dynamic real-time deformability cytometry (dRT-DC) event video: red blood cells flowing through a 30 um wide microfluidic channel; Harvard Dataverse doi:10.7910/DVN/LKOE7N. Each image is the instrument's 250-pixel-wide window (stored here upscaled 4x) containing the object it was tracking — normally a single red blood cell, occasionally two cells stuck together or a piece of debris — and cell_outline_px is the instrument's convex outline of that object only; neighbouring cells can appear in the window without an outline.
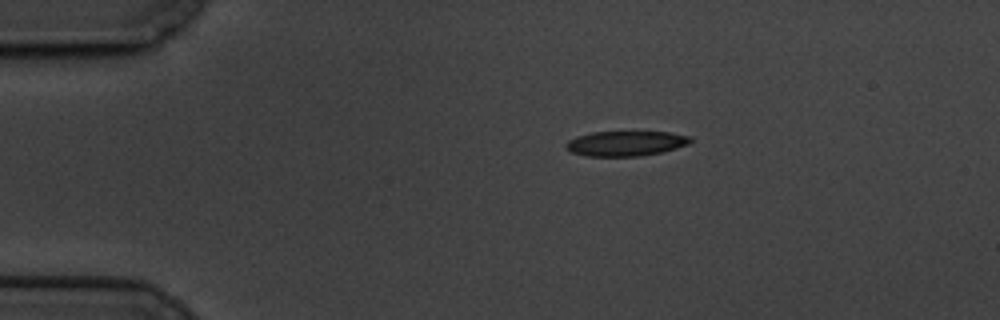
{"species": "common noctule bat (a hibernating species)", "species_latin": "Nyctalus noctula", "temperature_condition": "cold", "stored_images_in_passage": 49, "camera_frame_rate_fps": 3000, "um_per_image_px": 0.085, "animal": {"sex": "male", "body_mass_g": 19.5, "forearm_length_mm": 54.6}, "frame": {"image": 1, "passage_image": 1, "time_ms": 0.0, "image_size_px": [1000, 320], "cell_outline_px": [[692, 140], [688, 144], [676, 148], [660, 152], [640, 156], [588, 156], [572, 152], [564, 148], [564, 144], [568, 140], [576, 136], [592, 132], [668, 132], [692, 136]], "centroid_in_image_um": [53.16, 12.19], "position_along_channel_um": 31.8, "area_um2": 18.15}}
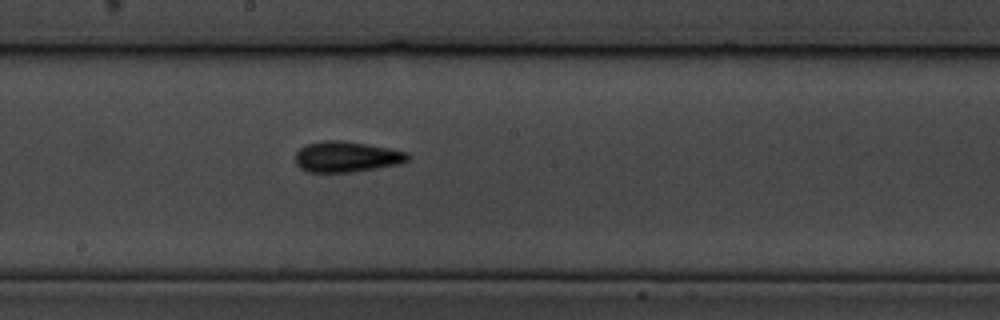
{"frame": {"image": 2, "passage_image": 22, "time_ms": 7.0, "image_size_px": [1000, 320], "cell_outline_px": [[412, 156], [408, 160], [400, 164], [352, 172], [308, 172], [300, 168], [296, 164], [296, 152], [304, 144], [320, 140], [340, 140], [368, 144], [408, 152]], "centroid_in_image_um": [29.45, 13.31], "position_along_channel_um": 218.7, "area_um2": 20.35}}
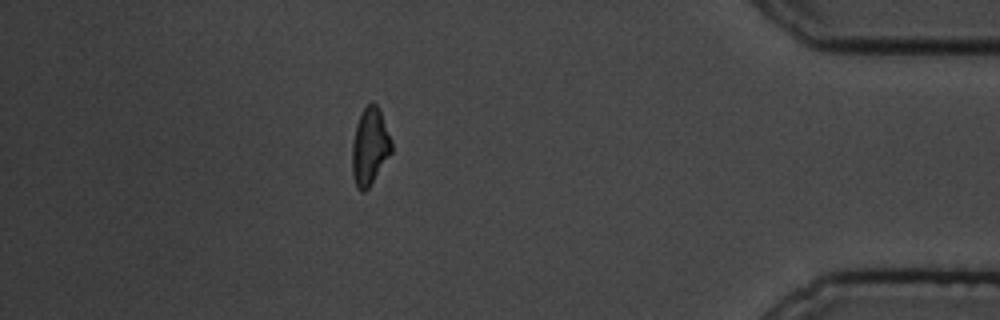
{"frame": {"image": 3, "passage_image": 42, "time_ms": 13.667, "image_size_px": [1000, 320], "cell_outline_px": [[392, 152], [368, 188], [364, 192], [360, 192], [356, 188], [352, 176], [352, 144], [356, 124], [364, 108], [372, 100], [376, 104], [380, 112], [392, 140]], "centroid_in_image_um": [31.42, 12.48], "position_along_channel_um": 403.8, "area_um2": 17.69}, "authors_computed_cell_mechanics": {"area_um2": 18.785, "velocity_mm_per_s": 3.381, "shape_relaxation_time_tau1_ms": 4.0889, "shape_relaxation_time_tau2_ms": 3.0413, "deformation_change_tau1": 0.1354, "deformation_change_tau2": 0.1102}}